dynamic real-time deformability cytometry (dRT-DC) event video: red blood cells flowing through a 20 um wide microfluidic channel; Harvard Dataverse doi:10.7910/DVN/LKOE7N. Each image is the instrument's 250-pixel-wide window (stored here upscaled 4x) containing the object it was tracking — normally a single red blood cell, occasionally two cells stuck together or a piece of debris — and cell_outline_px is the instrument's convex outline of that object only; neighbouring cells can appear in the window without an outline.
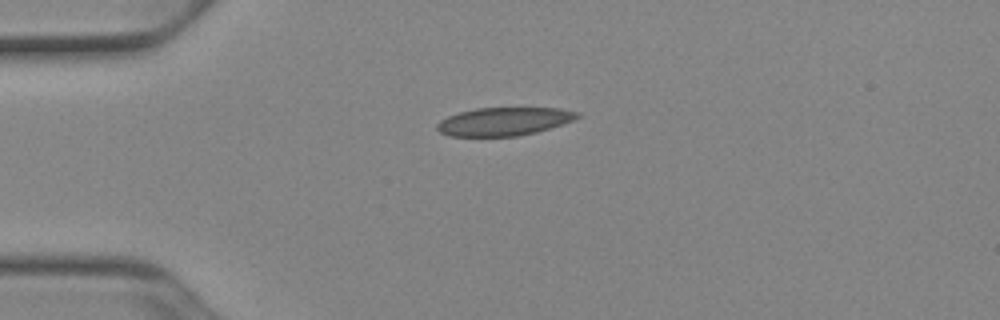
{"species": "Egyptian fruit bat (a non-hibernating species)", "species_latin": "Rousettus aegyptiacus", "temperature_condition": "cold", "stored_images_in_passage": 40, "camera_frame_rate_fps": 3000, "um_per_image_px": 0.085, "animal": {"sex": "female"}, "frame": {"image": 1, "passage_image": 1, "time_ms": 0.0, "image_size_px": [1000, 320], "cell_outline_px": [[580, 116], [572, 120], [536, 132], [516, 136], [448, 136], [440, 132], [436, 128], [436, 124], [440, 120], [448, 116], [460, 112], [476, 108], [560, 108], [580, 112]], "centroid_in_image_um": [42.8, 10.32], "position_along_channel_um": 42.2, "area_um2": 22.89}}
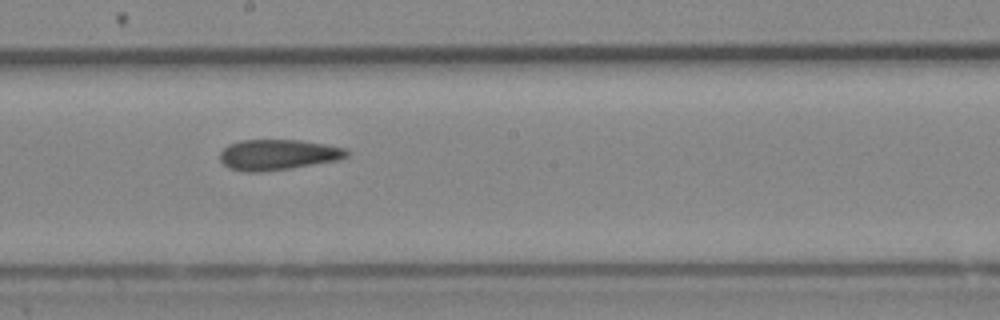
{"frame": {"image": 2, "passage_image": 17, "time_ms": 5.333, "image_size_px": [1000, 320], "cell_outline_px": [[348, 156], [340, 160], [292, 168], [260, 172], [244, 172], [228, 168], [220, 160], [220, 152], [228, 144], [240, 140], [300, 140], [324, 144], [344, 148], [348, 152]], "centroid_in_image_um": [23.6, 13.16], "position_along_channel_um": 224.6, "area_um2": 22.72}}
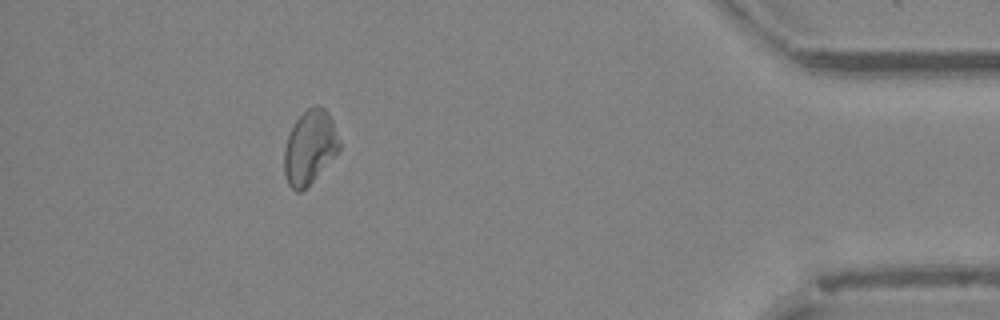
{"frame": {"image": 3, "passage_image": 35, "time_ms": 11.333, "image_size_px": [1000, 320], "cell_outline_px": [[340, 148], [316, 176], [300, 192], [296, 192], [288, 184], [284, 172], [284, 148], [288, 136], [296, 120], [308, 108], [316, 104], [320, 104], [328, 112], [332, 120], [340, 144]], "centroid_in_image_um": [26.31, 12.48], "position_along_channel_um": 408.9, "area_um2": 23.18}, "authors_computed_cell_mechanics": {"area_um2": 23.2067, "velocity_mm_per_s": 3.9161, "shape_relaxation_time_tau1_ms": null, "shape_relaxation_time_tau2_ms": 4.5731, "deformation_change_tau1": null, "deformation_change_tau2": 0.102}}